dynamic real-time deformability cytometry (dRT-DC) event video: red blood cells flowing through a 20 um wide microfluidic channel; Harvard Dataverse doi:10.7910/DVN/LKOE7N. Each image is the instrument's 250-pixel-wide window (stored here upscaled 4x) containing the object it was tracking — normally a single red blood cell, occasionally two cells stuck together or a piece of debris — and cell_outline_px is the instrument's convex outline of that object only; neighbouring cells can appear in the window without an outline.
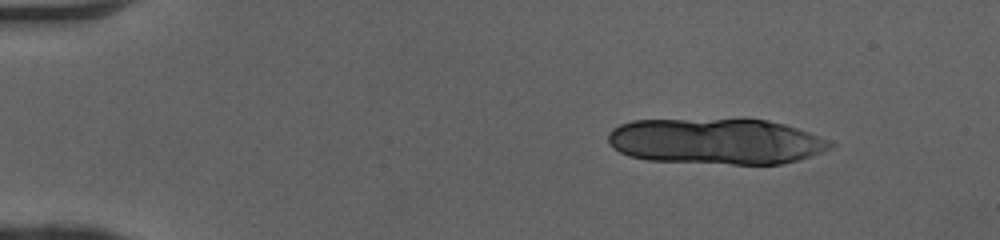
{"species": "human", "species_latin": "Homo sapiens", "temperature_condition": "cold", "stored_images_in_passage": 10, "camera_frame_rate_fps": 3000, "um_per_image_px": 0.085, "donor": {"sex": "female"}, "frame": {"image": 1, "passage_image": 1, "time_ms": 0.0, "image_size_px": [1000, 240], "cell_outline_px": [[836, 144], [832, 148], [800, 160], [780, 164], [732, 164], [648, 160], [628, 156], [612, 148], [608, 144], [608, 132], [612, 128], [620, 124], [632, 120], [740, 116], [744, 116], [768, 120], [784, 124], [832, 140]], "centroid_in_image_um": [60.86, 11.96], "position_along_channel_um": 24.1, "area_um2": 61.56}}